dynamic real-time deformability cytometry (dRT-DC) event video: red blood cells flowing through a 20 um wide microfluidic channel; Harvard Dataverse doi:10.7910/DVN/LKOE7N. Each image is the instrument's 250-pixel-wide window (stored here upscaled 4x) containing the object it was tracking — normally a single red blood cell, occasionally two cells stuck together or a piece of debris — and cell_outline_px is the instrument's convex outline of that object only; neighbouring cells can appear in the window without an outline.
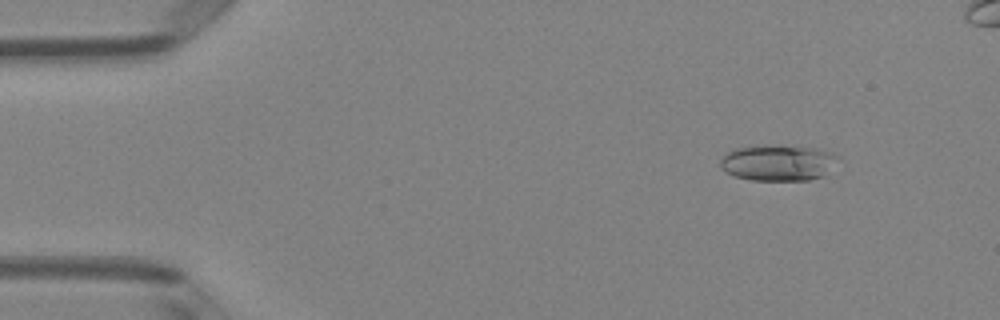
{"species": "Egyptian fruit bat (a non-hibernating species)", "species_latin": "Rousettus aegyptiacus", "temperature_condition": "room temperature", "stored_images_in_passage": 49, "camera_frame_rate_fps": 3000, "um_per_image_px": 0.085, "animal": {"sex": "female"}, "frame": {"image": 1, "passage_image": 6, "time_ms": 1.667, "image_size_px": [1000, 320], "cell_outline_px": [[840, 156], [824, 176], [808, 180], [752, 180], [732, 176], [724, 172], [720, 168], [720, 160], [724, 152], [732, 148], [764, 144], [768, 144], [816, 148]], "centroid_in_image_um": [66.04, 13.82], "position_along_channel_um": 19.0, "area_um2": 25.2}}
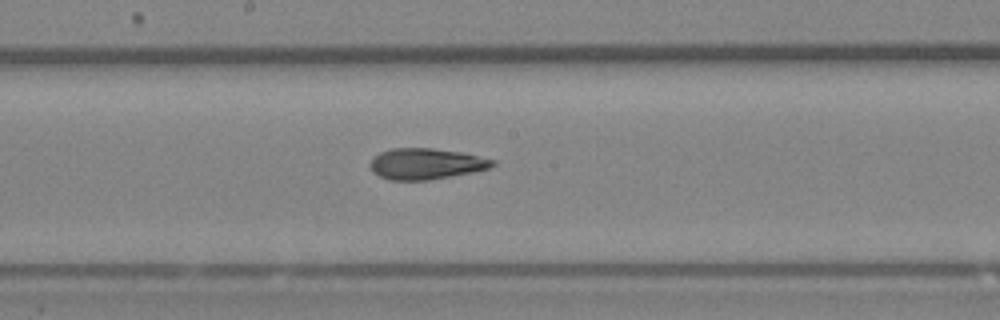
{"frame": {"image": 2, "passage_image": 27, "time_ms": 8.667, "image_size_px": [1000, 320], "cell_outline_px": [[496, 164], [492, 168], [472, 172], [428, 180], [388, 180], [372, 172], [368, 164], [380, 152], [392, 148], [432, 148], [460, 152], [496, 160]], "centroid_in_image_um": [36.21, 13.92], "position_along_channel_um": 212.0, "area_um2": 22.14}}
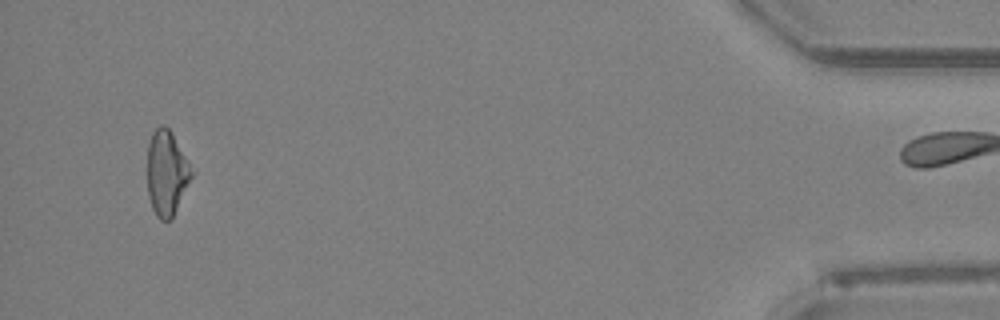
{"frame": {"image": 3, "passage_image": 48, "time_ms": 15.667, "image_size_px": [1000, 320], "cell_outline_px": [[196, 172], [172, 220], [160, 220], [156, 216], [152, 208], [148, 196], [148, 144], [152, 132], [160, 124], [164, 124], [172, 132]], "centroid_in_image_um": [14.21, 14.71], "position_along_channel_um": 421.0, "area_um2": 22.6}, "authors_computed_cell_mechanics": {"area_um2": 22.4842, "velocity_mm_per_s": 4.091, "shape_relaxation_time_tau1_ms": null, "shape_relaxation_time_tau2_ms": 2.6651, "deformation_change_tau1": null, "deformation_change_tau2": 0.0999}}